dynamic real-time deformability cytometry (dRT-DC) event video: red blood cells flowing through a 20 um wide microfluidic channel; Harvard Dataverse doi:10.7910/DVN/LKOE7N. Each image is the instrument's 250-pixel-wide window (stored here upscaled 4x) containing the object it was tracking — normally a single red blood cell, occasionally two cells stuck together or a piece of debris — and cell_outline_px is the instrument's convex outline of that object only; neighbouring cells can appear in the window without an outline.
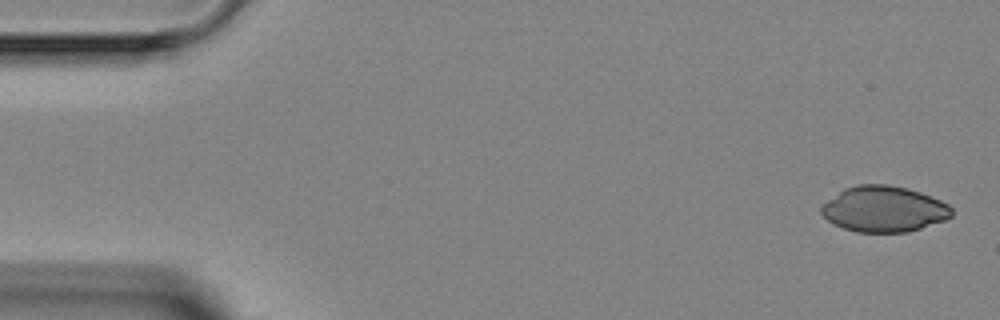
{"species": "Egyptian fruit bat (a non-hibernating species)", "species_latin": "Rousettus aegyptiacus", "temperature_condition": "room temperature", "stored_images_in_passage": 5, "segment_of_instrument_passage": [1, 2], "camera_frame_rate_fps": 3000, "um_per_image_px": 0.085, "animal": {"sex": "female"}, "frame": {"image": 1, "passage_image": 1, "time_ms": 0.0, "image_size_px": [1000, 320], "cell_outline_px": [[952, 216], [944, 220], [908, 232], [856, 232], [832, 224], [820, 212], [820, 208], [828, 200], [844, 188], [856, 184], [888, 184], [908, 188], [920, 192], [940, 200], [948, 204], [952, 208]], "centroid_in_image_um": [75.12, 17.76], "position_along_channel_um": 9.9, "area_um2": 34.8}}